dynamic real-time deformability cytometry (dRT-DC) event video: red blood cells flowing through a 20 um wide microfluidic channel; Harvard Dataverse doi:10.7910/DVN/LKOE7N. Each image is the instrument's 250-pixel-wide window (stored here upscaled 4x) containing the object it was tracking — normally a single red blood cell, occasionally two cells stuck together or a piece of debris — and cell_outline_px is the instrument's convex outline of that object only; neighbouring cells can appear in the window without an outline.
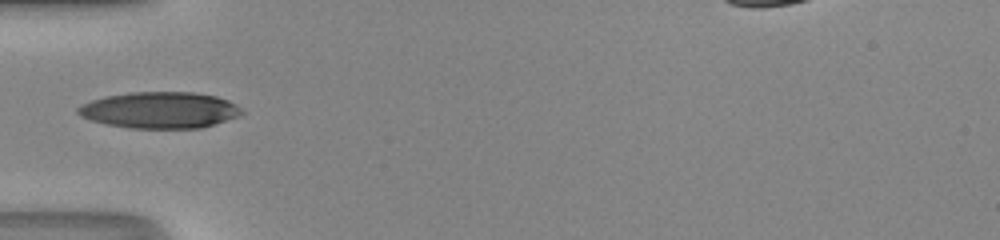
{"species": "human", "species_latin": "Homo sapiens", "temperature_condition": "room temperature", "stored_images_in_passage": 33, "camera_frame_rate_fps": 3000, "um_per_image_px": 0.085, "donor": {"sex": "male"}, "frame": {"image": 1, "passage_image": 1, "time_ms": 0.0, "image_size_px": [1000, 240], "cell_outline_px": [[244, 112], [240, 116], [200, 128], [128, 128], [108, 124], [92, 120], [80, 116], [76, 112], [76, 108], [80, 104], [104, 96], [132, 92], [192, 92], [216, 96], [228, 100], [236, 104]], "centroid_in_image_um": [13.57, 9.35], "position_along_channel_um": 71.4, "area_um2": 34.74}}
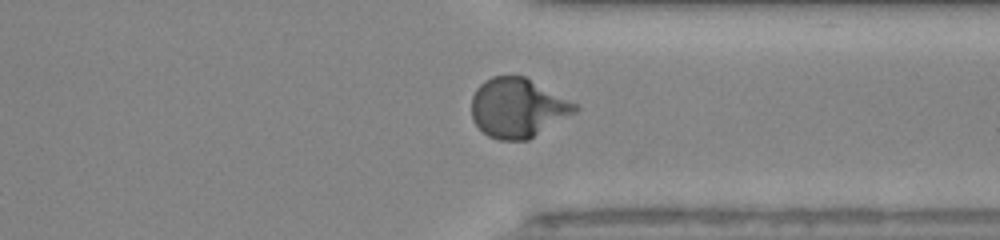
{"frame": {"image": 2, "passage_image": 22, "time_ms": 7.0, "image_size_px": [1000, 240], "cell_outline_px": [[580, 108], [576, 112], [528, 140], [500, 140], [488, 136], [472, 120], [472, 96], [476, 88], [484, 80], [492, 76], [524, 76], [580, 104]], "centroid_in_image_um": [44.03, 9.16], "position_along_channel_um": 367.4, "area_um2": 35.95}}
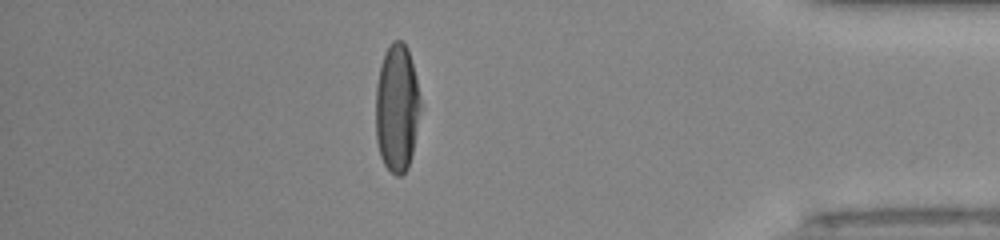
{"frame": {"image": 3, "passage_image": 27, "time_ms": 8.667, "image_size_px": [1000, 240], "cell_outline_px": [[420, 108], [412, 152], [408, 168], [400, 176], [396, 176], [384, 164], [380, 156], [376, 140], [376, 84], [380, 64], [392, 40], [400, 40], [408, 48], [416, 80], [420, 100]], "centroid_in_image_um": [33.71, 9.19], "position_along_channel_um": 401.5, "area_um2": 33.0}, "authors_computed_cell_mechanics": {"area_um2": 34.6222, "velocity_mm_per_s": 4.2335, "shape_relaxation_time_tau1_ms": 3.9271, "shape_relaxation_time_tau2_ms": null, "deformation_change_tau1": 0.2215, "deformation_change_tau2": null}}